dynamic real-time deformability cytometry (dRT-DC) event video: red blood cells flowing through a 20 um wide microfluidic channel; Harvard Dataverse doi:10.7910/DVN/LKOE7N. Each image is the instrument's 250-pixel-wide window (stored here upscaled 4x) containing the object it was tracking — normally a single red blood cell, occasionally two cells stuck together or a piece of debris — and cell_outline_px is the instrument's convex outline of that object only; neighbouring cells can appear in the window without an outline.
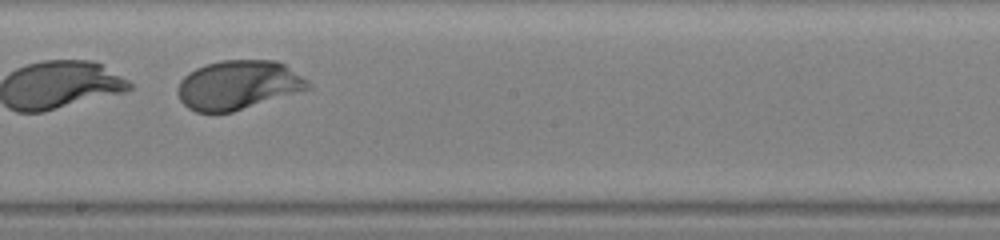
{"species": "human", "species_latin": "Homo sapiens", "temperature_condition": "warm", "stored_images_in_passage": 30, "camera_frame_rate_fps": 3000, "um_per_image_px": 0.085, "donor": {"sex": "male"}, "frame": {"image": 1, "passage_image": 18, "time_ms": 5.667, "image_size_px": [1000, 240], "cell_outline_px": [[312, 88], [232, 112], [196, 112], [188, 108], [180, 100], [176, 92], [176, 88], [180, 80], [188, 72], [204, 64], [220, 60], [276, 60], [284, 64], [308, 80], [312, 84]], "centroid_in_image_um": [20.23, 7.21], "position_along_channel_um": 228.0, "area_um2": 37.51}}
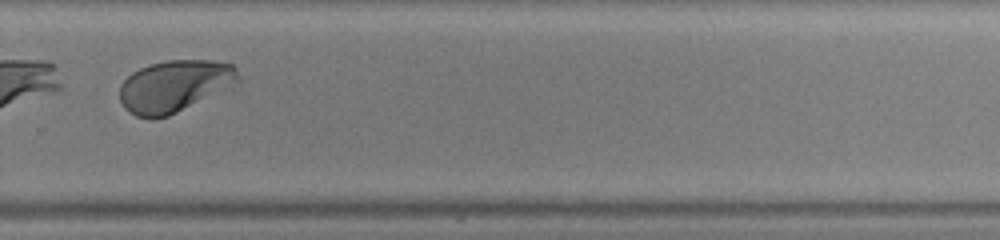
{"frame": {"image": 2, "passage_image": 24, "time_ms": 7.667, "image_size_px": [1000, 240], "cell_outline_px": [[240, 80], [168, 116], [136, 116], [128, 112], [124, 108], [120, 100], [120, 84], [132, 72], [148, 64], [168, 60], [216, 60], [232, 64], [236, 68], [240, 76]], "centroid_in_image_um": [14.79, 7.27], "position_along_channel_um": 315.0, "area_um2": 35.03}}
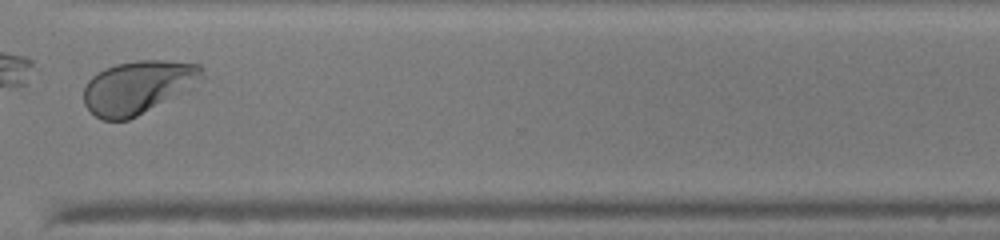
{"frame": {"image": 3, "passage_image": 27, "time_ms": 8.667, "image_size_px": [1000, 240], "cell_outline_px": [[204, 80], [136, 116], [128, 120], [104, 120], [96, 116], [84, 104], [84, 88], [88, 80], [96, 72], [104, 68], [116, 64], [136, 60], [164, 60], [200, 64], [204, 68]], "centroid_in_image_um": [11.72, 7.38], "position_along_channel_um": 358.9, "area_um2": 36.41}}